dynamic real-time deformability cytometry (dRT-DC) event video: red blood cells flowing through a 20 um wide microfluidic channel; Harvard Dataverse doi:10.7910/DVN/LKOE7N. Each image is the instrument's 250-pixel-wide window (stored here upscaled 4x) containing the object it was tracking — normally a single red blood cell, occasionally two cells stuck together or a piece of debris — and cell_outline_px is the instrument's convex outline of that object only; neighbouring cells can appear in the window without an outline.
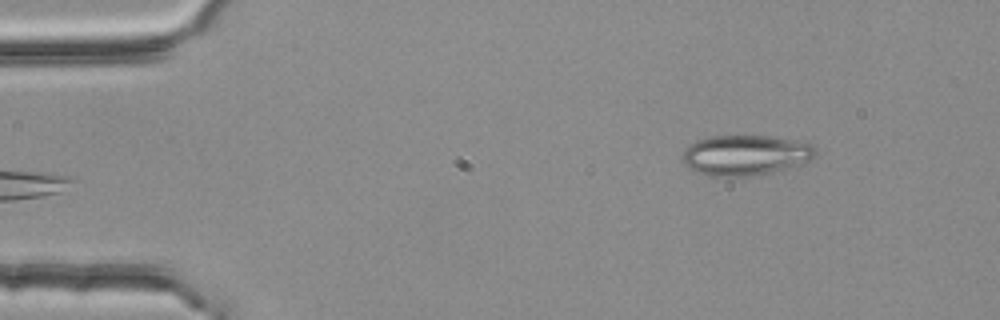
{"species": "common noctule bat (a hibernating species)", "species_latin": "Nyctalus noctula", "temperature_condition": "room temperature", "stored_images_in_passage": 3, "camera_frame_rate_fps": 3000, "um_per_image_px": 0.085, "animal": {"sex": "female", "body_mass_g": 25.1}, "frame": {"image": 1, "passage_image": 3, "time_ms": 0.667, "image_size_px": [1000, 320], "cell_outline_px": [[816, 152], [808, 160], [780, 172], [748, 176], [712, 176], [688, 168], [684, 164], [680, 156], [684, 148], [688, 144], [696, 140], [712, 136], [764, 136], [796, 140], [812, 144], [816, 148]], "centroid_in_image_um": [63.32, 13.19], "position_along_channel_um": 21.7, "area_um2": 31.44}}